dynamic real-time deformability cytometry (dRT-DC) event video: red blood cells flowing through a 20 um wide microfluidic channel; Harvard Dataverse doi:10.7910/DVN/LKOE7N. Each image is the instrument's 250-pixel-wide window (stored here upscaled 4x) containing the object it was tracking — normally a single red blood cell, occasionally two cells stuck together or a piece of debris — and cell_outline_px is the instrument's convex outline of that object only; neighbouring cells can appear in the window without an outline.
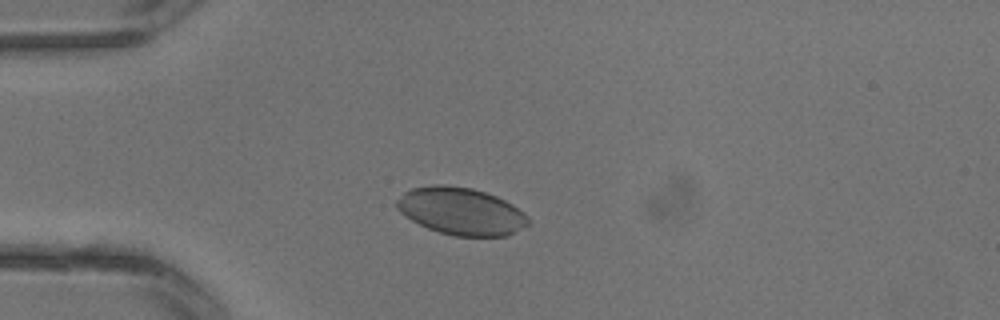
{"species": "common noctule bat (a hibernating species)", "species_latin": "Nyctalus noctula", "temperature_condition": "warm", "stored_images_in_passage": 2, "camera_frame_rate_fps": 3000, "um_per_image_px": 0.085, "animal": {"sex": "male", "body_mass_g": 13.3}, "frame": {"image": 1, "passage_image": 2, "time_ms": 0.333, "image_size_px": [1000, 320], "cell_outline_px": [[532, 224], [508, 236], [456, 236], [440, 232], [428, 228], [404, 216], [396, 208], [396, 200], [404, 192], [412, 188], [432, 184], [444, 184], [472, 188], [496, 196], [512, 204], [524, 212], [528, 216]], "centroid_in_image_um": [39.22, 17.95], "position_along_channel_um": 45.8, "area_um2": 36.53}}